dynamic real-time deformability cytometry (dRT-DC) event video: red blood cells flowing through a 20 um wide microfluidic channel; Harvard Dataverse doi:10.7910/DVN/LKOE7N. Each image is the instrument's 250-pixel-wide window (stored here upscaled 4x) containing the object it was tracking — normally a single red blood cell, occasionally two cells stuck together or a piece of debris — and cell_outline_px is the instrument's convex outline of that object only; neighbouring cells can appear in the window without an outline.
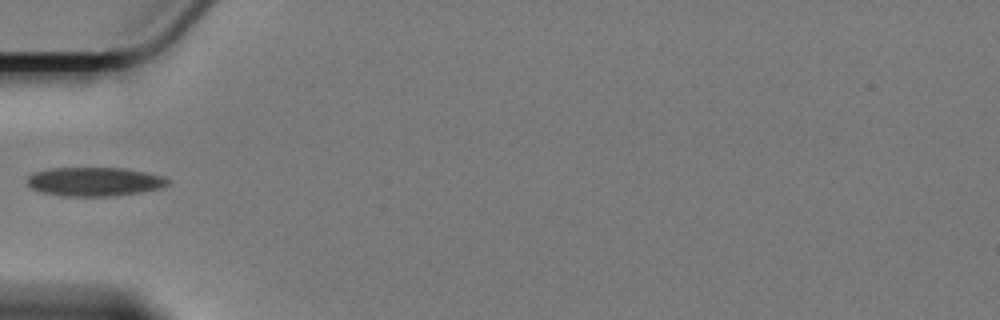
{"species": "Egyptian fruit bat (a non-hibernating species)", "species_latin": "Rousettus aegyptiacus", "temperature_condition": "cold", "stored_images_in_passage": 5, "camera_frame_rate_fps": 3000, "um_per_image_px": 0.085, "animal": {"sex": "female"}, "frame": {"image": 1, "passage_image": 5, "time_ms": 5.333, "image_size_px": [1000, 320], "cell_outline_px": [[168, 184], [156, 188], [140, 192], [116, 196], [60, 196], [44, 192], [32, 188], [28, 184], [28, 176], [36, 172], [52, 168], [124, 168], [144, 172], [160, 176], [168, 180]], "centroid_in_image_um": [7.99, 15.44], "position_along_channel_um": 77.0, "area_um2": 23.24}}